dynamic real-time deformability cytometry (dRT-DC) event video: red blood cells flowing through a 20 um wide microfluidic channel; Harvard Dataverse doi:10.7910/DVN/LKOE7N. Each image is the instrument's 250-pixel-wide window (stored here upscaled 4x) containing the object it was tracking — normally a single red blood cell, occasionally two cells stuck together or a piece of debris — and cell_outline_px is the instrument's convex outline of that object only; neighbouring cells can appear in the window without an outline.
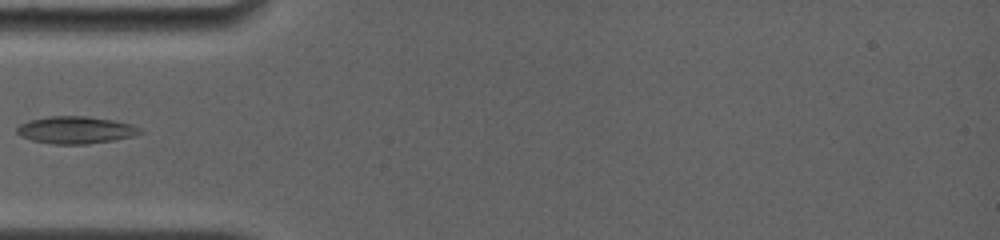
{"species": "common noctule bat (a hibernating species)", "species_latin": "Nyctalus noctula", "temperature_condition": "room temperature", "stored_images_in_passage": 90, "camera_frame_rate_fps": 4000, "um_per_image_px": 0.085, "animal": {"sex": "female", "body_mass_g": 19.0, "forearm_length_mm": 56.7}, "frame": {"image": 1, "passage_image": 1, "time_ms": 0.0, "image_size_px": [1000, 240], "cell_outline_px": [[144, 132], [132, 136], [112, 140], [84, 144], [56, 144], [32, 140], [20, 136], [16, 132], [16, 128], [20, 124], [28, 120], [48, 116], [84, 116], [112, 120], [132, 124], [140, 128]], "centroid_in_image_um": [6.4, 11.04], "position_along_channel_um": 78.6, "area_um2": 19.42}}
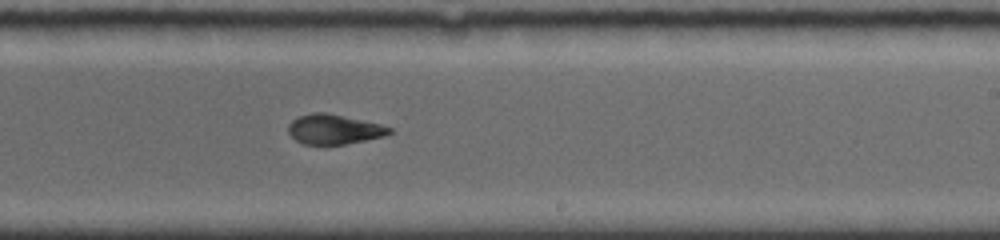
{"frame": {"image": 2, "passage_image": 37, "time_ms": 4.75, "image_size_px": [1000, 240], "cell_outline_px": [[392, 132], [384, 136], [344, 144], [304, 144], [296, 140], [288, 132], [288, 124], [292, 120], [300, 116], [312, 112], [324, 112], [380, 124], [392, 128]], "centroid_in_image_um": [28.37, 10.98], "position_along_channel_um": 260.6, "area_um2": 17.28}}
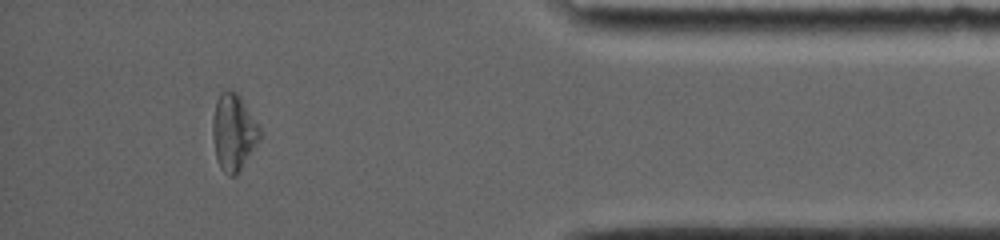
{"frame": {"image": 3, "passage_image": 76, "time_ms": 9.5, "image_size_px": [1000, 240], "cell_outline_px": [[260, 136], [256, 144], [240, 172], [236, 176], [228, 176], [220, 168], [216, 160], [212, 136], [212, 120], [216, 100], [220, 92], [228, 88], [236, 92], [240, 96], [260, 128]], "centroid_in_image_um": [19.81, 11.25], "position_along_channel_um": 415.4, "area_um2": 21.21}}